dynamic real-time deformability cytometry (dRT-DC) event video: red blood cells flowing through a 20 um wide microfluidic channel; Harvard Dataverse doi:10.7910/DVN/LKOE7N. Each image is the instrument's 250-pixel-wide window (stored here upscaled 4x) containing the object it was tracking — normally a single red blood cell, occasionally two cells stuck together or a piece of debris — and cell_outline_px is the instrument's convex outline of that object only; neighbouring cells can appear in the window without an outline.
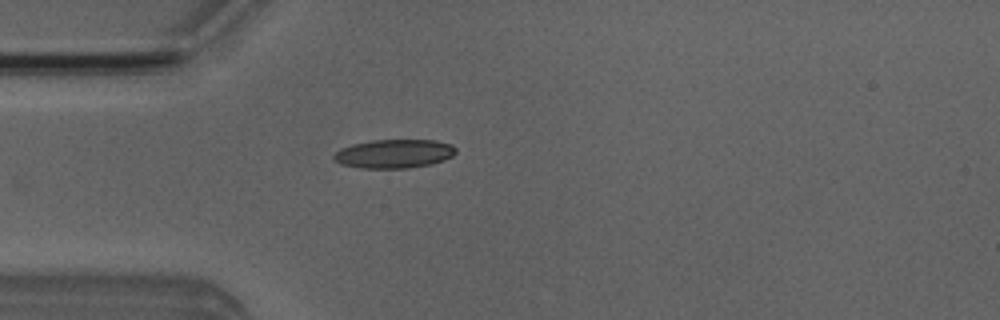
{"species": "Egyptian fruit bat (a non-hibernating species)", "species_latin": "Rousettus aegyptiacus", "temperature_condition": "room temperature", "stored_images_in_passage": 3, "camera_frame_rate_fps": 3000, "um_per_image_px": 0.085, "animal": {"sex": "male"}, "frame": {"image": 1, "passage_image": 3, "time_ms": 2.0, "image_size_px": [1000, 320], "cell_outline_px": [[456, 152], [452, 156], [444, 160], [432, 164], [408, 168], [360, 168], [340, 164], [332, 156], [340, 148], [352, 144], [372, 140], [436, 140], [452, 144], [456, 148]], "centroid_in_image_um": [33.51, 13.06], "position_along_channel_um": 51.5, "area_um2": 20.58}}